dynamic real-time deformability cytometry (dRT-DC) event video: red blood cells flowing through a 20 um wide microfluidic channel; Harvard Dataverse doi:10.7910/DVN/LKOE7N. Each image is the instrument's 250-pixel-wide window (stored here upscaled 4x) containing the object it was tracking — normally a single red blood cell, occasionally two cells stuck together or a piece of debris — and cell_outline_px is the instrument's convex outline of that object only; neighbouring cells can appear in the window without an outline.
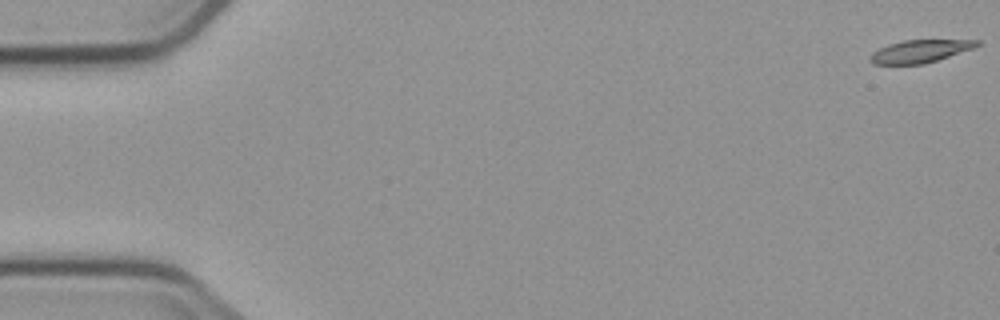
{"species": "common noctule bat (a hibernating species)", "species_latin": "Nyctalus noctula", "temperature_condition": "cold", "stored_images_in_passage": 4, "camera_frame_rate_fps": 3000, "um_per_image_px": 0.085, "animal": {"sex": "male", "body_mass_g": 23.1, "forearm_length_mm": 52.7}, "frame": {"image": 1, "passage_image": 1, "time_ms": 0.0, "image_size_px": [1000, 320], "cell_outline_px": [[980, 44], [972, 48], [924, 64], [872, 64], [868, 60], [868, 56], [872, 52], [888, 44], [904, 40], [980, 40]], "centroid_in_image_um": [78.12, 4.36], "position_along_channel_um": 6.9, "area_um2": 13.99}}